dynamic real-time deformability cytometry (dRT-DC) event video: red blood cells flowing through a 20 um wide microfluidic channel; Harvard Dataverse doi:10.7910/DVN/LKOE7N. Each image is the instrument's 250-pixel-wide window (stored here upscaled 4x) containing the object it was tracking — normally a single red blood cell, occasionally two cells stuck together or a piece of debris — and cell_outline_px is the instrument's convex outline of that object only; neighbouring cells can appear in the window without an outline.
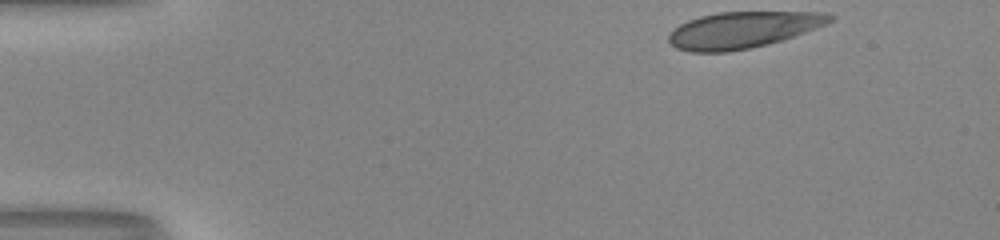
{"species": "human", "species_latin": "Homo sapiens", "temperature_condition": "room temperature", "stored_images_in_passage": 38, "camera_frame_rate_fps": 3000, "um_per_image_px": 0.085, "donor": {"sex": "male"}, "frame": {"image": 1, "passage_image": 1, "time_ms": 0.0, "image_size_px": [1000, 240], "cell_outline_px": [[836, 16], [828, 24], [768, 44], [728, 52], [692, 52], [676, 48], [668, 40], [668, 36], [680, 24], [688, 20], [700, 16], [720, 12], [828, 12]], "centroid_in_image_um": [63.16, 2.53], "position_along_channel_um": 21.8, "area_um2": 33.99}}
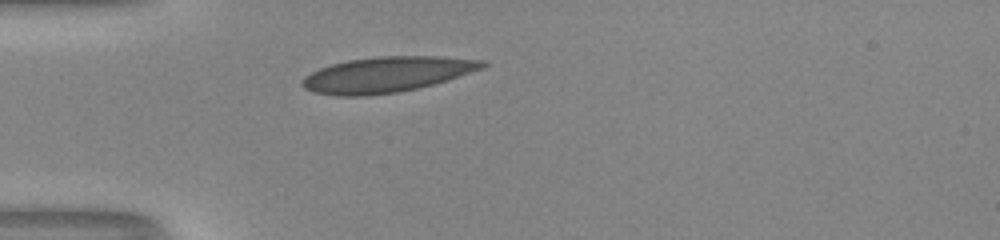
{"frame": {"image": 2, "passage_image": 10, "time_ms": 3.0, "image_size_px": [1000, 240], "cell_outline_px": [[488, 64], [484, 68], [448, 80], [400, 92], [368, 96], [336, 96], [312, 92], [304, 88], [300, 84], [300, 80], [304, 76], [320, 68], [332, 64], [348, 60], [380, 56], [440, 56], [488, 60]], "centroid_in_image_um": [32.89, 6.33], "position_along_channel_um": 52.1, "area_um2": 37.63}}
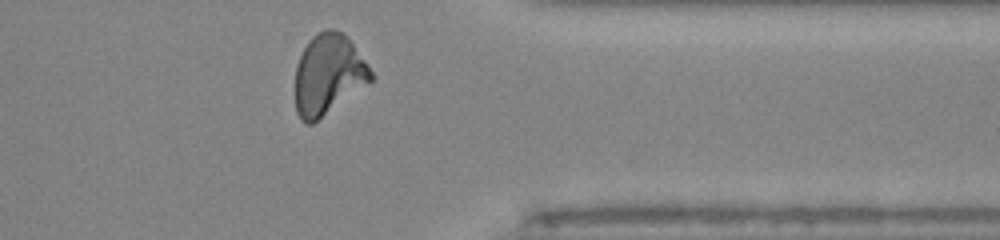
{"frame": {"image": 3, "passage_image": 36, "time_ms": 11.667, "image_size_px": [1000, 240], "cell_outline_px": [[372, 80], [312, 124], [304, 124], [300, 120], [296, 112], [296, 64], [308, 40], [316, 32], [324, 28], [336, 28], [352, 44], [368, 64], [372, 72]], "centroid_in_image_um": [27.87, 6.32], "position_along_channel_um": 383.5, "area_um2": 35.14}, "authors_computed_cell_mechanics": {"area_um2": 34.7667, "velocity_mm_per_s": 4.0868, "shape_relaxation_time_tau1_ms": 6.9503, "shape_relaxation_time_tau2_ms": 0.8223, "deformation_change_tau1": 0.2301, "deformation_change_tau2": 0.0885}}